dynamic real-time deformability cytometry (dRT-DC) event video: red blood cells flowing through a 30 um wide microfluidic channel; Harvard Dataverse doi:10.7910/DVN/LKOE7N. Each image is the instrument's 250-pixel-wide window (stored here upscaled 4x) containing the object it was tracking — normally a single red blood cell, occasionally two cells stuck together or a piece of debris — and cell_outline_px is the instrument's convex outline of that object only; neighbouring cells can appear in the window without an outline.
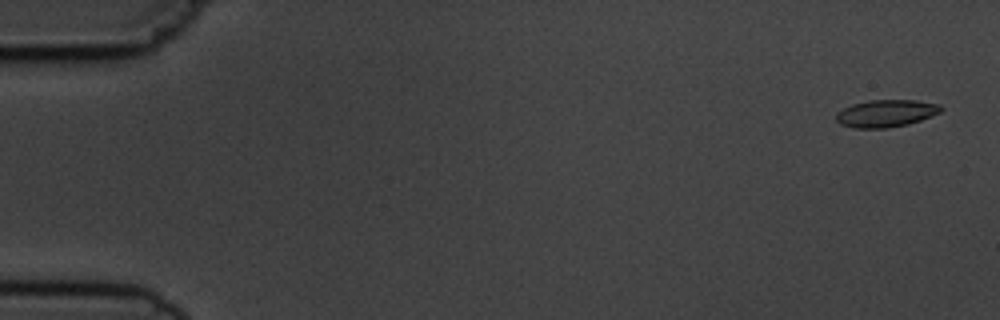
{"species": "common noctule bat (a hibernating species)", "species_latin": "Nyctalus noctula", "temperature_condition": "cold", "stored_images_in_passage": 6, "camera_frame_rate_fps": 3000, "um_per_image_px": 0.085, "animal": {"sex": "male", "body_mass_g": 19.5, "forearm_length_mm": 54.6}, "frame": {"image": 1, "passage_image": 1, "time_ms": 0.0, "image_size_px": [1000, 320], "cell_outline_px": [[944, 108], [940, 112], [920, 120], [908, 124], [888, 128], [852, 128], [840, 124], [836, 120], [836, 112], [852, 104], [868, 100], [916, 100], [940, 104]], "centroid_in_image_um": [75.3, 9.63], "position_along_channel_um": 9.7, "area_um2": 16.76}}